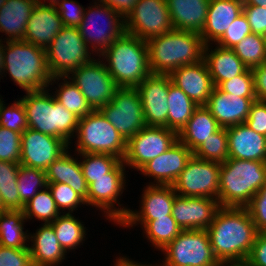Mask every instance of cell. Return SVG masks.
I'll list each match as a JSON object with an SVG mask.
<instances>
[{"instance_id":"cell-1","label":"cell","mask_w":266,"mask_h":266,"mask_svg":"<svg viewBox=\"0 0 266 266\" xmlns=\"http://www.w3.org/2000/svg\"><path fill=\"white\" fill-rule=\"evenodd\" d=\"M206 231L223 266H243L258 234L246 207L221 206Z\"/></svg>"},{"instance_id":"cell-2","label":"cell","mask_w":266,"mask_h":266,"mask_svg":"<svg viewBox=\"0 0 266 266\" xmlns=\"http://www.w3.org/2000/svg\"><path fill=\"white\" fill-rule=\"evenodd\" d=\"M204 45L200 33L176 29L148 40L151 73L170 74L181 66L199 63Z\"/></svg>"},{"instance_id":"cell-3","label":"cell","mask_w":266,"mask_h":266,"mask_svg":"<svg viewBox=\"0 0 266 266\" xmlns=\"http://www.w3.org/2000/svg\"><path fill=\"white\" fill-rule=\"evenodd\" d=\"M3 77L8 74L11 81L24 92L46 89L52 79L48 68L45 48L24 40L4 41Z\"/></svg>"},{"instance_id":"cell-4","label":"cell","mask_w":266,"mask_h":266,"mask_svg":"<svg viewBox=\"0 0 266 266\" xmlns=\"http://www.w3.org/2000/svg\"><path fill=\"white\" fill-rule=\"evenodd\" d=\"M99 58L118 88L137 87L151 74L147 42L126 32Z\"/></svg>"},{"instance_id":"cell-5","label":"cell","mask_w":266,"mask_h":266,"mask_svg":"<svg viewBox=\"0 0 266 266\" xmlns=\"http://www.w3.org/2000/svg\"><path fill=\"white\" fill-rule=\"evenodd\" d=\"M25 94L19 99L25 108L28 128L63 139L70 146L79 118L57 102L49 88Z\"/></svg>"},{"instance_id":"cell-6","label":"cell","mask_w":266,"mask_h":266,"mask_svg":"<svg viewBox=\"0 0 266 266\" xmlns=\"http://www.w3.org/2000/svg\"><path fill=\"white\" fill-rule=\"evenodd\" d=\"M266 184V162L229 158L220 166L218 202L222 207H246Z\"/></svg>"},{"instance_id":"cell-7","label":"cell","mask_w":266,"mask_h":266,"mask_svg":"<svg viewBox=\"0 0 266 266\" xmlns=\"http://www.w3.org/2000/svg\"><path fill=\"white\" fill-rule=\"evenodd\" d=\"M74 138V152L110 154L124 159L126 140L112 126L100 110H93L90 114L80 118Z\"/></svg>"},{"instance_id":"cell-8","label":"cell","mask_w":266,"mask_h":266,"mask_svg":"<svg viewBox=\"0 0 266 266\" xmlns=\"http://www.w3.org/2000/svg\"><path fill=\"white\" fill-rule=\"evenodd\" d=\"M92 2L85 8L77 28L89 49L99 57L115 39L126 32L125 19L110 6L95 0Z\"/></svg>"},{"instance_id":"cell-9","label":"cell","mask_w":266,"mask_h":266,"mask_svg":"<svg viewBox=\"0 0 266 266\" xmlns=\"http://www.w3.org/2000/svg\"><path fill=\"white\" fill-rule=\"evenodd\" d=\"M126 168L121 160L110 171V177L92 178V183L88 185L87 206L99 209V212H103L102 217L104 216L106 221H111L115 226L119 225L130 209L128 204L123 206L124 204L119 201L128 187L126 172L129 171H126Z\"/></svg>"},{"instance_id":"cell-10","label":"cell","mask_w":266,"mask_h":266,"mask_svg":"<svg viewBox=\"0 0 266 266\" xmlns=\"http://www.w3.org/2000/svg\"><path fill=\"white\" fill-rule=\"evenodd\" d=\"M45 50L52 77H68L96 57L77 27L64 26Z\"/></svg>"},{"instance_id":"cell-11","label":"cell","mask_w":266,"mask_h":266,"mask_svg":"<svg viewBox=\"0 0 266 266\" xmlns=\"http://www.w3.org/2000/svg\"><path fill=\"white\" fill-rule=\"evenodd\" d=\"M160 251L164 259L158 261L159 266H223L214 255L206 230H182Z\"/></svg>"},{"instance_id":"cell-12","label":"cell","mask_w":266,"mask_h":266,"mask_svg":"<svg viewBox=\"0 0 266 266\" xmlns=\"http://www.w3.org/2000/svg\"><path fill=\"white\" fill-rule=\"evenodd\" d=\"M100 111L126 141L146 126L141 96L136 87L118 88Z\"/></svg>"},{"instance_id":"cell-13","label":"cell","mask_w":266,"mask_h":266,"mask_svg":"<svg viewBox=\"0 0 266 266\" xmlns=\"http://www.w3.org/2000/svg\"><path fill=\"white\" fill-rule=\"evenodd\" d=\"M220 166L192 155L172 187L180 196L218 199Z\"/></svg>"},{"instance_id":"cell-14","label":"cell","mask_w":266,"mask_h":266,"mask_svg":"<svg viewBox=\"0 0 266 266\" xmlns=\"http://www.w3.org/2000/svg\"><path fill=\"white\" fill-rule=\"evenodd\" d=\"M178 133L167 127L145 126L126 142L123 163L139 171L146 163L171 148Z\"/></svg>"},{"instance_id":"cell-15","label":"cell","mask_w":266,"mask_h":266,"mask_svg":"<svg viewBox=\"0 0 266 266\" xmlns=\"http://www.w3.org/2000/svg\"><path fill=\"white\" fill-rule=\"evenodd\" d=\"M68 78L80 89L93 110H100L108 104L118 89L99 57L74 70Z\"/></svg>"},{"instance_id":"cell-16","label":"cell","mask_w":266,"mask_h":266,"mask_svg":"<svg viewBox=\"0 0 266 266\" xmlns=\"http://www.w3.org/2000/svg\"><path fill=\"white\" fill-rule=\"evenodd\" d=\"M173 29L166 0H138L125 18V31L146 42Z\"/></svg>"},{"instance_id":"cell-17","label":"cell","mask_w":266,"mask_h":266,"mask_svg":"<svg viewBox=\"0 0 266 266\" xmlns=\"http://www.w3.org/2000/svg\"><path fill=\"white\" fill-rule=\"evenodd\" d=\"M69 147L63 139L27 128L21 135L19 164L45 171Z\"/></svg>"},{"instance_id":"cell-18","label":"cell","mask_w":266,"mask_h":266,"mask_svg":"<svg viewBox=\"0 0 266 266\" xmlns=\"http://www.w3.org/2000/svg\"><path fill=\"white\" fill-rule=\"evenodd\" d=\"M169 74L148 75L136 88L139 90L146 126L168 128Z\"/></svg>"},{"instance_id":"cell-19","label":"cell","mask_w":266,"mask_h":266,"mask_svg":"<svg viewBox=\"0 0 266 266\" xmlns=\"http://www.w3.org/2000/svg\"><path fill=\"white\" fill-rule=\"evenodd\" d=\"M192 155L193 152L177 140L167 151L146 163L139 174L151 179L146 185H173Z\"/></svg>"},{"instance_id":"cell-20","label":"cell","mask_w":266,"mask_h":266,"mask_svg":"<svg viewBox=\"0 0 266 266\" xmlns=\"http://www.w3.org/2000/svg\"><path fill=\"white\" fill-rule=\"evenodd\" d=\"M220 207L217 199L176 195L172 217L182 230H206Z\"/></svg>"},{"instance_id":"cell-21","label":"cell","mask_w":266,"mask_h":266,"mask_svg":"<svg viewBox=\"0 0 266 266\" xmlns=\"http://www.w3.org/2000/svg\"><path fill=\"white\" fill-rule=\"evenodd\" d=\"M256 100V98L241 97L223 92L217 86H214L205 106L221 128H228L245 123L251 105Z\"/></svg>"},{"instance_id":"cell-22","label":"cell","mask_w":266,"mask_h":266,"mask_svg":"<svg viewBox=\"0 0 266 266\" xmlns=\"http://www.w3.org/2000/svg\"><path fill=\"white\" fill-rule=\"evenodd\" d=\"M169 76L172 83L198 106L207 104L214 85L204 60L197 64L181 66Z\"/></svg>"},{"instance_id":"cell-23","label":"cell","mask_w":266,"mask_h":266,"mask_svg":"<svg viewBox=\"0 0 266 266\" xmlns=\"http://www.w3.org/2000/svg\"><path fill=\"white\" fill-rule=\"evenodd\" d=\"M176 195L172 185L143 186L138 210L129 209L123 220H155L171 215Z\"/></svg>"},{"instance_id":"cell-24","label":"cell","mask_w":266,"mask_h":266,"mask_svg":"<svg viewBox=\"0 0 266 266\" xmlns=\"http://www.w3.org/2000/svg\"><path fill=\"white\" fill-rule=\"evenodd\" d=\"M63 27L55 6L37 4L26 24L23 40L46 49Z\"/></svg>"},{"instance_id":"cell-25","label":"cell","mask_w":266,"mask_h":266,"mask_svg":"<svg viewBox=\"0 0 266 266\" xmlns=\"http://www.w3.org/2000/svg\"><path fill=\"white\" fill-rule=\"evenodd\" d=\"M28 248L33 266H59L67 259L50 223H41L35 233L29 232Z\"/></svg>"},{"instance_id":"cell-26","label":"cell","mask_w":266,"mask_h":266,"mask_svg":"<svg viewBox=\"0 0 266 266\" xmlns=\"http://www.w3.org/2000/svg\"><path fill=\"white\" fill-rule=\"evenodd\" d=\"M229 158L266 162V136L245 123L226 128Z\"/></svg>"},{"instance_id":"cell-27","label":"cell","mask_w":266,"mask_h":266,"mask_svg":"<svg viewBox=\"0 0 266 266\" xmlns=\"http://www.w3.org/2000/svg\"><path fill=\"white\" fill-rule=\"evenodd\" d=\"M242 9L243 0H210L206 22L200 32L203 43L215 44Z\"/></svg>"},{"instance_id":"cell-28","label":"cell","mask_w":266,"mask_h":266,"mask_svg":"<svg viewBox=\"0 0 266 266\" xmlns=\"http://www.w3.org/2000/svg\"><path fill=\"white\" fill-rule=\"evenodd\" d=\"M69 149L45 170L47 183L69 185L87 205L88 185L79 162V153L73 152V155L71 147Z\"/></svg>"},{"instance_id":"cell-29","label":"cell","mask_w":266,"mask_h":266,"mask_svg":"<svg viewBox=\"0 0 266 266\" xmlns=\"http://www.w3.org/2000/svg\"><path fill=\"white\" fill-rule=\"evenodd\" d=\"M203 60L213 85L217 87L223 81L241 75L248 69L231 48H223L216 44L204 45Z\"/></svg>"},{"instance_id":"cell-30","label":"cell","mask_w":266,"mask_h":266,"mask_svg":"<svg viewBox=\"0 0 266 266\" xmlns=\"http://www.w3.org/2000/svg\"><path fill=\"white\" fill-rule=\"evenodd\" d=\"M173 29L200 33L210 0H166Z\"/></svg>"},{"instance_id":"cell-31","label":"cell","mask_w":266,"mask_h":266,"mask_svg":"<svg viewBox=\"0 0 266 266\" xmlns=\"http://www.w3.org/2000/svg\"><path fill=\"white\" fill-rule=\"evenodd\" d=\"M37 3L35 0H6L0 8V40H23L26 24ZM3 38V39H2Z\"/></svg>"},{"instance_id":"cell-32","label":"cell","mask_w":266,"mask_h":266,"mask_svg":"<svg viewBox=\"0 0 266 266\" xmlns=\"http://www.w3.org/2000/svg\"><path fill=\"white\" fill-rule=\"evenodd\" d=\"M140 224V225H139ZM140 226L143 237L151 243L150 246L156 251L162 250L168 243L172 242L182 231L176 220L171 215L156 218L155 220H122L119 228L131 229Z\"/></svg>"},{"instance_id":"cell-33","label":"cell","mask_w":266,"mask_h":266,"mask_svg":"<svg viewBox=\"0 0 266 266\" xmlns=\"http://www.w3.org/2000/svg\"><path fill=\"white\" fill-rule=\"evenodd\" d=\"M220 128L209 109L205 105H200L178 133V140L194 152L210 135Z\"/></svg>"},{"instance_id":"cell-34","label":"cell","mask_w":266,"mask_h":266,"mask_svg":"<svg viewBox=\"0 0 266 266\" xmlns=\"http://www.w3.org/2000/svg\"><path fill=\"white\" fill-rule=\"evenodd\" d=\"M54 84L58 87H54ZM48 88H53L55 91L51 92L56 101L79 119L93 111L80 89L68 77H52Z\"/></svg>"},{"instance_id":"cell-35","label":"cell","mask_w":266,"mask_h":266,"mask_svg":"<svg viewBox=\"0 0 266 266\" xmlns=\"http://www.w3.org/2000/svg\"><path fill=\"white\" fill-rule=\"evenodd\" d=\"M28 220L23 210H4L0 212V246L28 248L29 230L24 231Z\"/></svg>"},{"instance_id":"cell-36","label":"cell","mask_w":266,"mask_h":266,"mask_svg":"<svg viewBox=\"0 0 266 266\" xmlns=\"http://www.w3.org/2000/svg\"><path fill=\"white\" fill-rule=\"evenodd\" d=\"M56 233L61 247L70 253L80 248L87 239L88 227L84 222L76 218L73 213L60 214L52 223H50Z\"/></svg>"},{"instance_id":"cell-37","label":"cell","mask_w":266,"mask_h":266,"mask_svg":"<svg viewBox=\"0 0 266 266\" xmlns=\"http://www.w3.org/2000/svg\"><path fill=\"white\" fill-rule=\"evenodd\" d=\"M168 128L179 133L187 124L198 105L170 79L168 93Z\"/></svg>"},{"instance_id":"cell-38","label":"cell","mask_w":266,"mask_h":266,"mask_svg":"<svg viewBox=\"0 0 266 266\" xmlns=\"http://www.w3.org/2000/svg\"><path fill=\"white\" fill-rule=\"evenodd\" d=\"M19 163L0 161V197L5 210H23L17 189Z\"/></svg>"},{"instance_id":"cell-39","label":"cell","mask_w":266,"mask_h":266,"mask_svg":"<svg viewBox=\"0 0 266 266\" xmlns=\"http://www.w3.org/2000/svg\"><path fill=\"white\" fill-rule=\"evenodd\" d=\"M24 216L28 221L35 219L42 224L52 223L61 213L48 186L40 190L25 206Z\"/></svg>"},{"instance_id":"cell-40","label":"cell","mask_w":266,"mask_h":266,"mask_svg":"<svg viewBox=\"0 0 266 266\" xmlns=\"http://www.w3.org/2000/svg\"><path fill=\"white\" fill-rule=\"evenodd\" d=\"M79 156L87 185L92 183V178L110 177V171L121 161L110 154L81 153Z\"/></svg>"},{"instance_id":"cell-41","label":"cell","mask_w":266,"mask_h":266,"mask_svg":"<svg viewBox=\"0 0 266 266\" xmlns=\"http://www.w3.org/2000/svg\"><path fill=\"white\" fill-rule=\"evenodd\" d=\"M48 186L46 172L41 169L19 166L17 189L20 202L25 206L40 190Z\"/></svg>"},{"instance_id":"cell-42","label":"cell","mask_w":266,"mask_h":266,"mask_svg":"<svg viewBox=\"0 0 266 266\" xmlns=\"http://www.w3.org/2000/svg\"><path fill=\"white\" fill-rule=\"evenodd\" d=\"M232 50L250 69L266 61L265 40L260 34L251 33L237 43Z\"/></svg>"},{"instance_id":"cell-43","label":"cell","mask_w":266,"mask_h":266,"mask_svg":"<svg viewBox=\"0 0 266 266\" xmlns=\"http://www.w3.org/2000/svg\"><path fill=\"white\" fill-rule=\"evenodd\" d=\"M193 155L206 161L224 163L229 159L226 128H220L201 144Z\"/></svg>"},{"instance_id":"cell-44","label":"cell","mask_w":266,"mask_h":266,"mask_svg":"<svg viewBox=\"0 0 266 266\" xmlns=\"http://www.w3.org/2000/svg\"><path fill=\"white\" fill-rule=\"evenodd\" d=\"M10 104L0 100V126L22 134L28 128L25 108L19 98Z\"/></svg>"},{"instance_id":"cell-45","label":"cell","mask_w":266,"mask_h":266,"mask_svg":"<svg viewBox=\"0 0 266 266\" xmlns=\"http://www.w3.org/2000/svg\"><path fill=\"white\" fill-rule=\"evenodd\" d=\"M48 188L61 214L74 213L82 205L83 208L87 206L85 200L67 184L48 183Z\"/></svg>"},{"instance_id":"cell-46","label":"cell","mask_w":266,"mask_h":266,"mask_svg":"<svg viewBox=\"0 0 266 266\" xmlns=\"http://www.w3.org/2000/svg\"><path fill=\"white\" fill-rule=\"evenodd\" d=\"M218 88L223 92L241 97L256 98L254 76L252 69L248 68L243 74L230 80L223 81Z\"/></svg>"},{"instance_id":"cell-47","label":"cell","mask_w":266,"mask_h":266,"mask_svg":"<svg viewBox=\"0 0 266 266\" xmlns=\"http://www.w3.org/2000/svg\"><path fill=\"white\" fill-rule=\"evenodd\" d=\"M21 133L0 126V161L20 162Z\"/></svg>"},{"instance_id":"cell-48","label":"cell","mask_w":266,"mask_h":266,"mask_svg":"<svg viewBox=\"0 0 266 266\" xmlns=\"http://www.w3.org/2000/svg\"><path fill=\"white\" fill-rule=\"evenodd\" d=\"M250 25L244 15H240L230 24L223 36L215 43L223 48H233L237 43L242 41L247 35H250Z\"/></svg>"},{"instance_id":"cell-49","label":"cell","mask_w":266,"mask_h":266,"mask_svg":"<svg viewBox=\"0 0 266 266\" xmlns=\"http://www.w3.org/2000/svg\"><path fill=\"white\" fill-rule=\"evenodd\" d=\"M55 7L64 26L78 27L81 24L85 7L78 1L60 0Z\"/></svg>"},{"instance_id":"cell-50","label":"cell","mask_w":266,"mask_h":266,"mask_svg":"<svg viewBox=\"0 0 266 266\" xmlns=\"http://www.w3.org/2000/svg\"><path fill=\"white\" fill-rule=\"evenodd\" d=\"M258 232L266 231V184L246 206Z\"/></svg>"},{"instance_id":"cell-51","label":"cell","mask_w":266,"mask_h":266,"mask_svg":"<svg viewBox=\"0 0 266 266\" xmlns=\"http://www.w3.org/2000/svg\"><path fill=\"white\" fill-rule=\"evenodd\" d=\"M0 266H33L29 248L0 246Z\"/></svg>"},{"instance_id":"cell-52","label":"cell","mask_w":266,"mask_h":266,"mask_svg":"<svg viewBox=\"0 0 266 266\" xmlns=\"http://www.w3.org/2000/svg\"><path fill=\"white\" fill-rule=\"evenodd\" d=\"M244 13L252 33L266 34V8L254 5L243 4Z\"/></svg>"},{"instance_id":"cell-53","label":"cell","mask_w":266,"mask_h":266,"mask_svg":"<svg viewBox=\"0 0 266 266\" xmlns=\"http://www.w3.org/2000/svg\"><path fill=\"white\" fill-rule=\"evenodd\" d=\"M245 124L263 136H266V101L256 100L250 108Z\"/></svg>"},{"instance_id":"cell-54","label":"cell","mask_w":266,"mask_h":266,"mask_svg":"<svg viewBox=\"0 0 266 266\" xmlns=\"http://www.w3.org/2000/svg\"><path fill=\"white\" fill-rule=\"evenodd\" d=\"M243 266H266V231L258 232L252 250Z\"/></svg>"},{"instance_id":"cell-55","label":"cell","mask_w":266,"mask_h":266,"mask_svg":"<svg viewBox=\"0 0 266 266\" xmlns=\"http://www.w3.org/2000/svg\"><path fill=\"white\" fill-rule=\"evenodd\" d=\"M255 94L258 101H266V61L252 68Z\"/></svg>"},{"instance_id":"cell-56","label":"cell","mask_w":266,"mask_h":266,"mask_svg":"<svg viewBox=\"0 0 266 266\" xmlns=\"http://www.w3.org/2000/svg\"><path fill=\"white\" fill-rule=\"evenodd\" d=\"M102 4L110 6L117 11L124 19L132 11L138 0H95Z\"/></svg>"},{"instance_id":"cell-57","label":"cell","mask_w":266,"mask_h":266,"mask_svg":"<svg viewBox=\"0 0 266 266\" xmlns=\"http://www.w3.org/2000/svg\"><path fill=\"white\" fill-rule=\"evenodd\" d=\"M118 254H119L118 256H115L116 258H114L115 260L113 261L114 263L112 266H159L157 262L152 264L148 262L141 263L140 261L139 262L135 261L129 256H125V254L124 255L123 254L121 255V253Z\"/></svg>"},{"instance_id":"cell-58","label":"cell","mask_w":266,"mask_h":266,"mask_svg":"<svg viewBox=\"0 0 266 266\" xmlns=\"http://www.w3.org/2000/svg\"><path fill=\"white\" fill-rule=\"evenodd\" d=\"M4 41L0 40V80L3 79V69H4Z\"/></svg>"},{"instance_id":"cell-59","label":"cell","mask_w":266,"mask_h":266,"mask_svg":"<svg viewBox=\"0 0 266 266\" xmlns=\"http://www.w3.org/2000/svg\"><path fill=\"white\" fill-rule=\"evenodd\" d=\"M243 4L266 8V0H243Z\"/></svg>"},{"instance_id":"cell-60","label":"cell","mask_w":266,"mask_h":266,"mask_svg":"<svg viewBox=\"0 0 266 266\" xmlns=\"http://www.w3.org/2000/svg\"><path fill=\"white\" fill-rule=\"evenodd\" d=\"M47 1V2H46ZM60 0H35L37 4L55 6Z\"/></svg>"},{"instance_id":"cell-61","label":"cell","mask_w":266,"mask_h":266,"mask_svg":"<svg viewBox=\"0 0 266 266\" xmlns=\"http://www.w3.org/2000/svg\"><path fill=\"white\" fill-rule=\"evenodd\" d=\"M5 209L3 208V204H2V201H1V197H0V212L4 211Z\"/></svg>"},{"instance_id":"cell-62","label":"cell","mask_w":266,"mask_h":266,"mask_svg":"<svg viewBox=\"0 0 266 266\" xmlns=\"http://www.w3.org/2000/svg\"><path fill=\"white\" fill-rule=\"evenodd\" d=\"M6 0H0V8L4 5V2H5Z\"/></svg>"},{"instance_id":"cell-63","label":"cell","mask_w":266,"mask_h":266,"mask_svg":"<svg viewBox=\"0 0 266 266\" xmlns=\"http://www.w3.org/2000/svg\"><path fill=\"white\" fill-rule=\"evenodd\" d=\"M264 40H265V51H266V34L264 35Z\"/></svg>"}]
</instances>
